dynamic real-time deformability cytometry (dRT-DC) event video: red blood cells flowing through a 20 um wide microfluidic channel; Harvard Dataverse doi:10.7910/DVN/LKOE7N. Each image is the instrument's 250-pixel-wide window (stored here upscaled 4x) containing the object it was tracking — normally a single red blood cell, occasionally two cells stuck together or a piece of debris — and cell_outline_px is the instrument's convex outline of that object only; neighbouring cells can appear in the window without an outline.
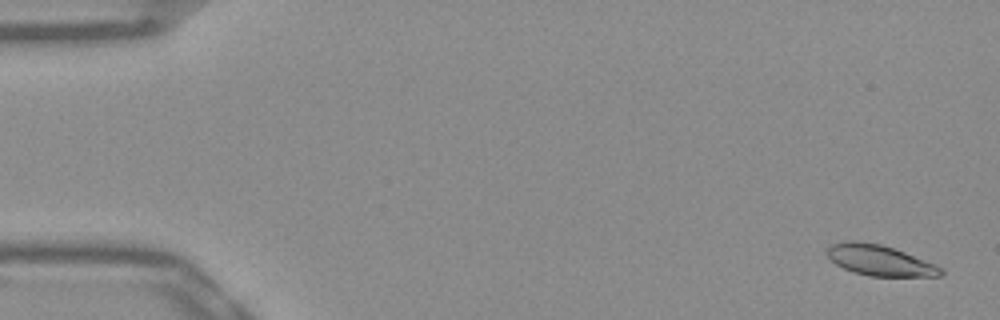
{"species": "Egyptian fruit bat (a non-hibernating species)", "species_latin": "Rousettus aegyptiacus", "temperature_condition": "warm", "stored_images_in_passage": 53, "camera_frame_rate_fps": 3000, "um_per_image_px": 0.085, "frame": {"image": 1, "passage_image": 2, "time_ms": 0.333, "image_size_px": [1000, 320], "cell_outline_px": [[944, 272], [940, 276], [868, 276], [852, 272], [836, 264], [824, 252], [832, 244], [844, 240], [856, 240], [880, 244], [904, 252], [936, 264], [944, 268]], "centroid_in_image_um": [74.76, 22.12], "position_along_channel_um": 10.2, "area_um2": 20.4}}
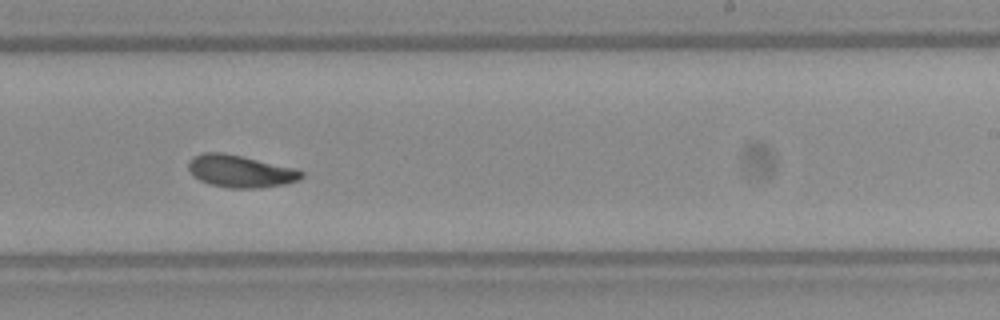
{"frame": {"image": 2, "passage_image": 33, "time_ms": 10.667, "image_size_px": [1000, 320], "cell_outline_px": [[304, 176], [296, 180], [284, 184], [260, 188], [228, 188], [212, 184], [200, 180], [192, 176], [188, 168], [188, 160], [192, 156], [204, 152], [224, 152], [300, 168], [304, 172]], "centroid_in_image_um": [20.44, 14.53], "position_along_channel_um": 268.6, "area_um2": 21.68}}
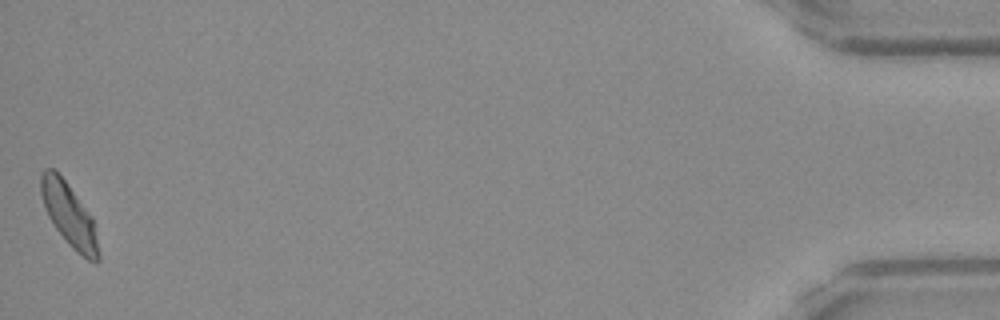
{"frame": {"image": 3, "passage_image": 53, "time_ms": 17.333, "image_size_px": [1000, 320], "cell_outline_px": [[100, 260], [96, 264], [88, 260], [76, 252], [68, 244], [56, 228], [48, 216], [44, 208], [40, 192], [40, 176], [44, 168], [52, 168], [64, 180], [92, 216], [100, 252]], "centroid_in_image_um": [5.88, 18.31], "position_along_channel_um": 429.3, "area_um2": 21.1}, "authors_computed_cell_mechanics": {"area_um2": 20.9236, "velocity_mm_per_s": 3.828, "shape_relaxation_time_tau1_ms": 6.1116, "shape_relaxation_time_tau2_ms": 6.1107, "deformation_change_tau1": 0.1558, "deformation_change_tau2": 0.1121}}